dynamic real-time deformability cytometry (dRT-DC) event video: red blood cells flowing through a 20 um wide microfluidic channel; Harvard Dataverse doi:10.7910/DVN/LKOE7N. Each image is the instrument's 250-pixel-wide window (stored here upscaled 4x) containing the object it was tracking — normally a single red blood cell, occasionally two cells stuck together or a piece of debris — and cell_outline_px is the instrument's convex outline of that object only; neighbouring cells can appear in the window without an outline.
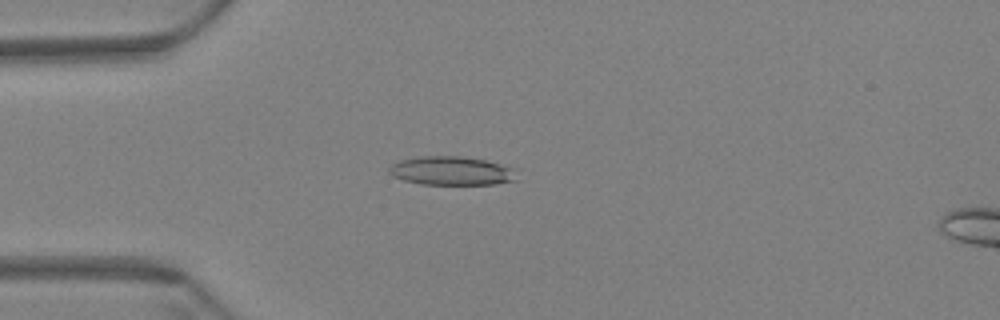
{"species": "Egyptian fruit bat (a non-hibernating species)", "species_latin": "Rousettus aegyptiacus", "temperature_condition": "warm", "stored_images_in_passage": 59, "camera_frame_rate_fps": 3000, "um_per_image_px": 0.085, "animal": {"sex": "female"}, "frame": {"image": 1, "passage_image": 16, "time_ms": 5.0, "image_size_px": [1000, 320], "cell_outline_px": [[516, 180], [496, 184], [420, 184], [404, 180], [392, 176], [388, 172], [388, 168], [392, 164], [400, 160], [416, 156], [460, 156], [484, 160], [516, 168]], "centroid_in_image_um": [38.36, 14.52], "position_along_channel_um": 46.6, "area_um2": 21.5}}
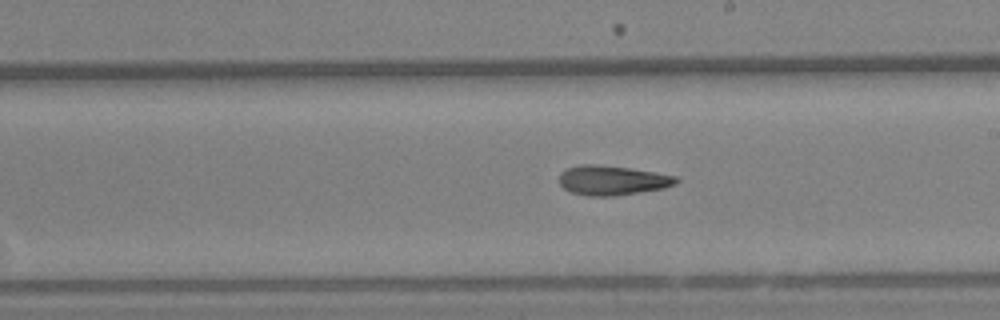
{"frame": {"image": 2, "passage_image": 34, "time_ms": 11.0, "image_size_px": [1000, 320], "cell_outline_px": [[680, 180], [676, 184], [664, 188], [616, 196], [588, 196], [572, 192], [564, 188], [560, 184], [560, 172], [568, 168], [580, 164], [600, 164], [656, 172], [676, 176]], "centroid_in_image_um": [52.06, 15.32], "position_along_channel_um": 236.9, "area_um2": 20.23}}
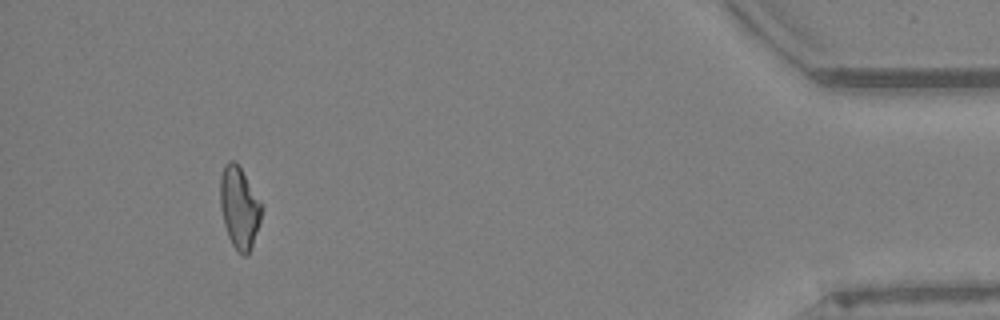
{"frame": {"image": 3, "passage_image": 55, "time_ms": 18.0, "image_size_px": [1000, 320], "cell_outline_px": [[264, 208], [260, 224], [248, 256], [244, 256], [232, 244], [228, 236], [224, 224], [220, 208], [220, 176], [224, 168], [232, 160], [236, 160], [264, 204]], "centroid_in_image_um": [20.38, 17.64], "position_along_channel_um": 414.8, "area_um2": 20.06}, "authors_computed_cell_mechanics": {"area_um2": 20.2878, "velocity_mm_per_s": 3.4699, "shape_relaxation_time_tau1_ms": 11.2513, "shape_relaxation_time_tau2_ms": 3.7899, "deformation_change_tau1": 0.2373, "deformation_change_tau2": 0.1378}}